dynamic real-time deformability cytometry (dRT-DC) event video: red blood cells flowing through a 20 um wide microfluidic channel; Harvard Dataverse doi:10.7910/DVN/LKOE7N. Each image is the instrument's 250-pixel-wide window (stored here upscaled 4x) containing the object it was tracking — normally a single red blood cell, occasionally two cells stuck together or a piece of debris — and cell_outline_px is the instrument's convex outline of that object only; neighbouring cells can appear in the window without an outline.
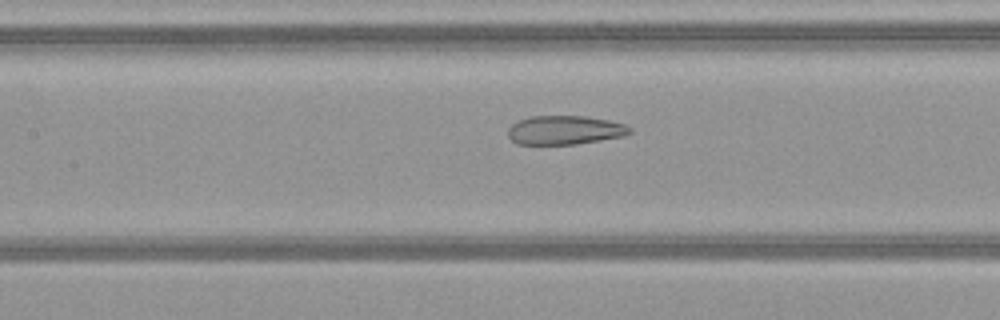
{"species": "common noctule bat (a hibernating species)", "species_latin": "Nyctalus noctula", "temperature_condition": "warm", "stored_images_in_passage": 51, "camera_frame_rate_fps": 3000, "um_per_image_px": 0.085, "animal": {"sex": "female", "body_mass_g": 21.9}, "frame": {"image": 1, "passage_image": 24, "time_ms": 7.667, "image_size_px": [1000, 320], "cell_outline_px": [[632, 132], [624, 136], [576, 144], [516, 144], [508, 136], [508, 128], [512, 124], [528, 116], [584, 116], [608, 120], [624, 124], [632, 128]], "centroid_in_image_um": [48.0, 11.06], "position_along_channel_um": 159.4, "area_um2": 20.52}}
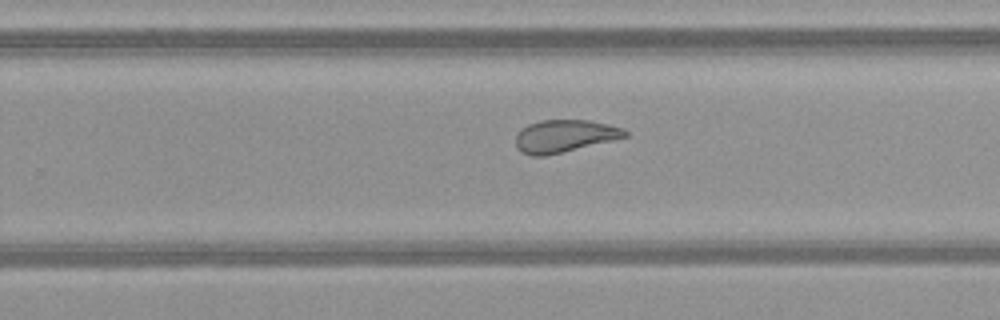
{"frame": {"image": 2, "passage_image": 33, "time_ms": 10.667, "image_size_px": [1000, 320], "cell_outline_px": [[628, 136], [612, 140], [544, 156], [532, 156], [520, 152], [516, 148], [516, 136], [528, 124], [540, 120], [588, 120], [608, 124], [624, 128], [628, 132]], "centroid_in_image_um": [47.98, 11.56], "position_along_channel_um": 281.8, "area_um2": 20.46}}
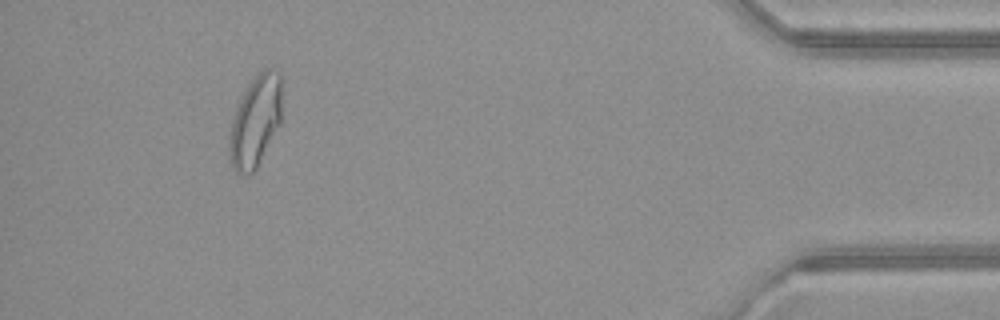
{"frame": {"image": 3, "passage_image": 47, "time_ms": 15.333, "image_size_px": [1000, 320], "cell_outline_px": [[280, 124], [252, 176], [244, 176], [236, 172], [228, 156], [228, 140], [232, 120], [236, 108], [248, 84], [264, 68], [276, 68], [280, 72]], "centroid_in_image_um": [21.68, 10.35], "position_along_channel_um": 413.5, "area_um2": 27.98}}